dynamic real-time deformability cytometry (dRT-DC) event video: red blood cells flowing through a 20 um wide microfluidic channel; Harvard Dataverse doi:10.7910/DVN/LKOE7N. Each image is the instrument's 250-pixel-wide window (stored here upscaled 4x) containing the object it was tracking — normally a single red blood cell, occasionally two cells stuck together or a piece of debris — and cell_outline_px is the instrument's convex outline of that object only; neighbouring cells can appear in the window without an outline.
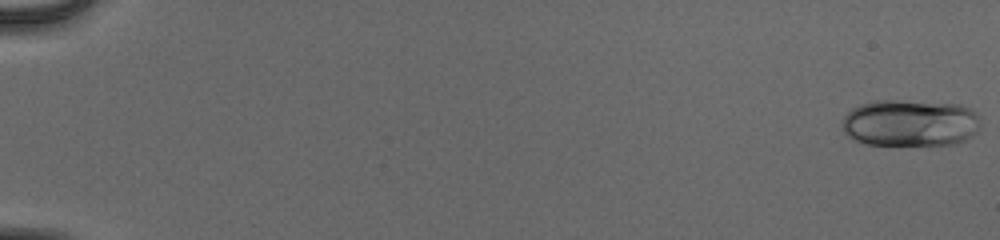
{"species": "human", "species_latin": "Homo sapiens", "temperature_condition": "cold", "stored_images_in_passage": 53, "camera_frame_rate_fps": 3000, "um_per_image_px": 0.085, "donor": {"sex": "male"}, "frame": {"image": 1, "passage_image": 1, "time_ms": 0.0, "image_size_px": [1000, 240], "cell_outline_px": [[980, 124], [976, 132], [972, 136], [956, 144], [864, 144], [852, 140], [840, 128], [844, 116], [852, 108], [860, 104], [872, 100], [892, 100], [960, 104], [972, 108], [980, 116]], "centroid_in_image_um": [77.35, 10.44], "position_along_channel_um": 7.6, "area_um2": 38.21}}
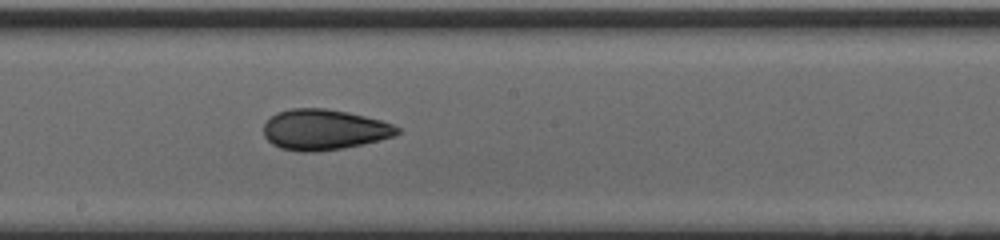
{"frame": {"image": 2, "passage_image": 32, "time_ms": 10.333, "image_size_px": [1000, 240], "cell_outline_px": [[400, 132], [392, 136], [364, 144], [344, 148], [312, 152], [300, 152], [280, 148], [272, 144], [264, 136], [264, 124], [276, 112], [292, 108], [324, 108], [348, 112], [380, 120], [392, 124], [400, 128]], "centroid_in_image_um": [27.52, 11.02], "position_along_channel_um": 220.7, "area_um2": 31.56}}
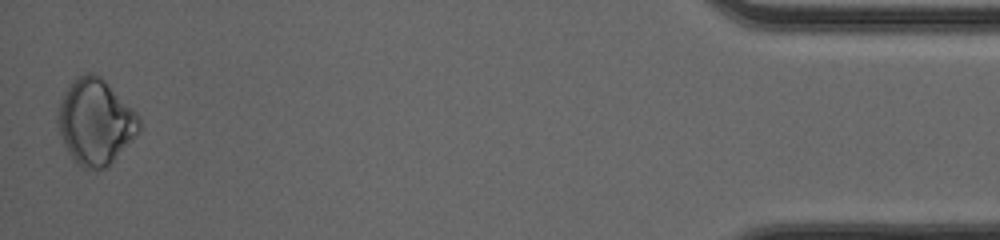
{"frame": {"image": 3, "passage_image": 53, "time_ms": 17.333, "image_size_px": [1000, 240], "cell_outline_px": [[140, 132], [104, 168], [84, 168], [68, 152], [60, 132], [56, 120], [56, 112], [60, 100], [64, 92], [72, 80], [76, 76], [84, 72], [92, 72], [100, 76], [136, 112], [140, 120]], "centroid_in_image_um": [8.09, 10.3], "position_along_channel_um": 427.1, "area_um2": 40.06}, "authors_computed_cell_mechanics": {"area_um2": 32.3102, "velocity_mm_per_s": 4.0229, "shape_relaxation_time_tau1_ms": 3.5343, "shape_relaxation_time_tau2_ms": 2.6643, "deformation_change_tau1": 0.0818, "deformation_change_tau2": 0.0511}}